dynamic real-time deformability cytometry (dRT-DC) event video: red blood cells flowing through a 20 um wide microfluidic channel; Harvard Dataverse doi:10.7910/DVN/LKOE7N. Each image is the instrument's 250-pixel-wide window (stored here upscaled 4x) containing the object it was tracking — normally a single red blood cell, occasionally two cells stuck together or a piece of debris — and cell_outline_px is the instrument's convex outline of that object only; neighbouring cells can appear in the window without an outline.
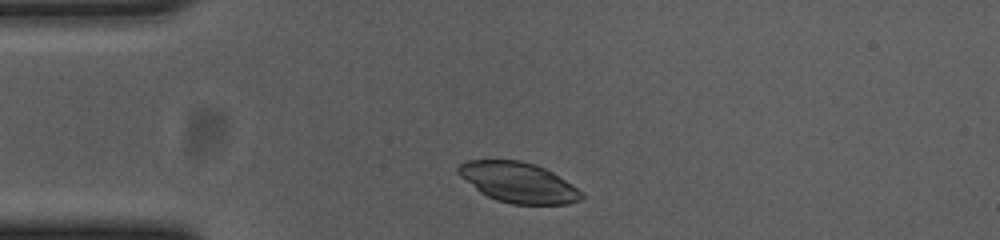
{"species": "common noctule bat (a hibernating species)", "species_latin": "Nyctalus noctula", "temperature_condition": "cold", "stored_images_in_passage": 35, "camera_frame_rate_fps": 3000, "um_per_image_px": 0.085, "animal": {"sex": "female", "body_mass_g": 23.0, "forearm_length_mm": 53.4}, "frame": {"image": 1, "passage_image": 1, "time_ms": 0.0, "image_size_px": [1000, 240], "cell_outline_px": [[584, 196], [580, 200], [568, 204], [512, 204], [496, 200], [480, 192], [460, 176], [456, 172], [456, 168], [460, 164], [468, 160], [520, 160], [536, 164], [552, 172], [584, 192]], "centroid_in_image_um": [44.06, 15.5], "position_along_channel_um": 40.9, "area_um2": 28.9}}
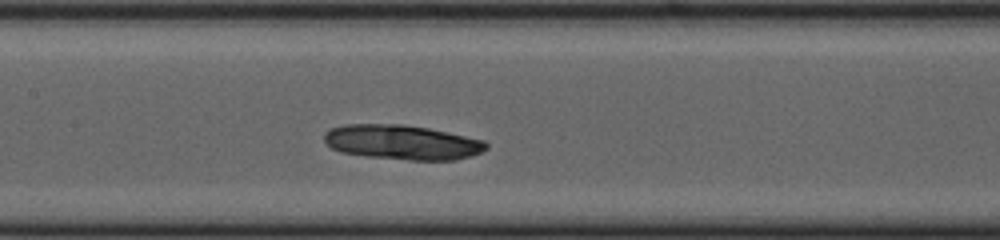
{"frame": {"image": 2, "passage_image": 14, "time_ms": 4.333, "image_size_px": [1000, 240], "cell_outline_px": [[488, 148], [472, 156], [456, 160], [412, 160], [368, 156], [340, 152], [332, 148], [324, 140], [324, 136], [332, 128], [348, 124], [400, 124], [428, 128], [448, 132], [484, 140], [488, 144]], "centroid_in_image_um": [34.23, 12.09], "position_along_channel_um": 173.2, "area_um2": 32.54}}
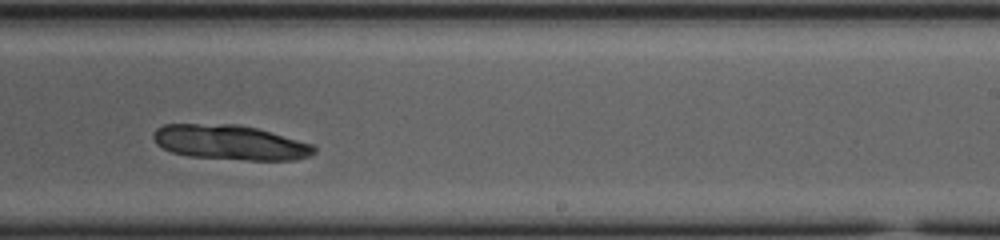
{"frame": {"image": 3, "passage_image": 22, "time_ms": 7.0, "image_size_px": [1000, 240], "cell_outline_px": [[316, 152], [308, 156], [296, 160], [248, 160], [188, 156], [172, 152], [156, 144], [152, 136], [152, 132], [156, 128], [164, 124], [236, 124], [256, 128], [312, 144], [316, 148]], "centroid_in_image_um": [19.52, 12.11], "position_along_channel_um": 269.5, "area_um2": 32.54}}